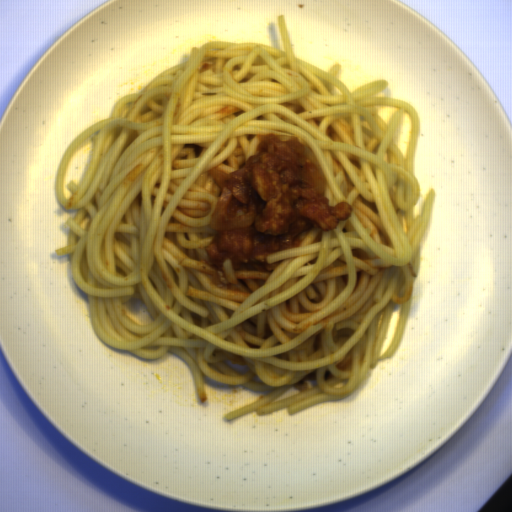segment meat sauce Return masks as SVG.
<instances>
[{"label":"meat sauce","mask_w":512,"mask_h":512,"mask_svg":"<svg viewBox=\"0 0 512 512\" xmlns=\"http://www.w3.org/2000/svg\"><path fill=\"white\" fill-rule=\"evenodd\" d=\"M259 138L258 154L232 173L207 171L222 194L209 220L216 239L204 251L220 272L225 260L233 271L266 270V255L300 247L299 235L308 230L335 231L352 215L348 201L330 206L329 181L307 161L298 136L283 141L264 132Z\"/></svg>","instance_id":"meat-sauce-1"}]
</instances>
